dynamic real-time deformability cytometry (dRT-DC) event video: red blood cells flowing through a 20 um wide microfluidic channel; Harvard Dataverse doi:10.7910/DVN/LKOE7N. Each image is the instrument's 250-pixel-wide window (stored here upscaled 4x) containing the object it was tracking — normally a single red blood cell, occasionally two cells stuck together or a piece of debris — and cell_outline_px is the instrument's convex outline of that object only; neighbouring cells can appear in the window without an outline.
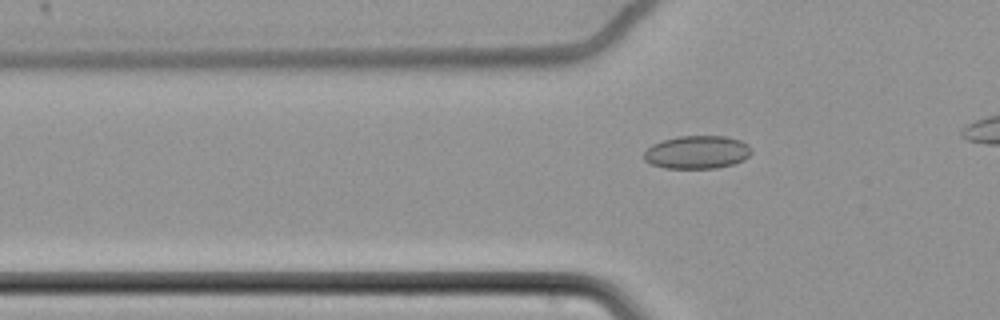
{"species": "common noctule bat (a hibernating species)", "species_latin": "Nyctalus noctula", "temperature_condition": "cold", "stored_images_in_passage": 38, "camera_frame_rate_fps": 3000, "um_per_image_px": 0.085, "animal": {"sex": "female", "body_mass_g": 22.7, "forearm_length_mm": 54.2}, "frame": {"image": 1, "passage_image": 6, "time_ms": 1.667, "image_size_px": [1000, 320], "cell_outline_px": [[752, 152], [744, 160], [732, 164], [716, 168], [664, 168], [652, 164], [644, 160], [644, 152], [652, 144], [664, 140], [680, 136], [724, 136], [740, 140], [748, 144], [752, 148]], "centroid_in_image_um": [59.27, 12.94], "position_along_channel_um": 66.5, "area_um2": 20.69}}
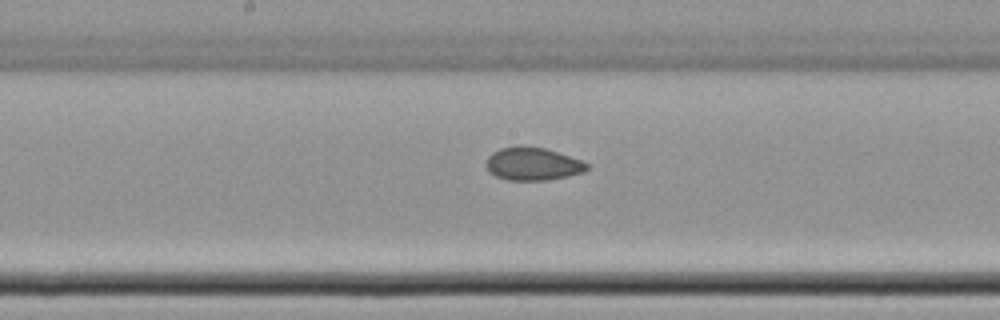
{"frame": {"image": 2, "passage_image": 18, "time_ms": 5.667, "image_size_px": [1000, 320], "cell_outline_px": [[588, 168], [584, 172], [568, 176], [548, 180], [508, 180], [496, 176], [488, 172], [484, 164], [488, 156], [492, 152], [500, 148], [544, 148], [584, 160], [588, 164]], "centroid_in_image_um": [45.29, 13.96], "position_along_channel_um": 202.9, "area_um2": 19.13}}
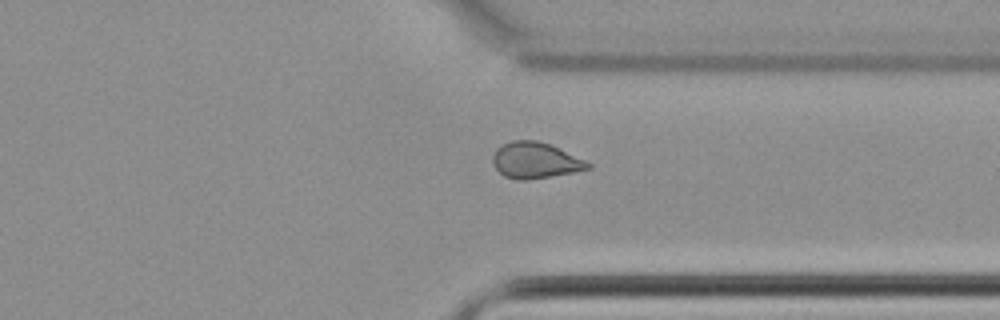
{"frame": {"image": 3, "passage_image": 32, "time_ms": 10.333, "image_size_px": [1000, 320], "cell_outline_px": [[592, 168], [572, 172], [528, 180], [520, 180], [504, 176], [496, 168], [492, 160], [492, 156], [496, 148], [512, 140], [536, 140], [552, 144], [592, 164]], "centroid_in_image_um": [45.49, 13.62], "position_along_channel_um": 365.9, "area_um2": 19.94}}